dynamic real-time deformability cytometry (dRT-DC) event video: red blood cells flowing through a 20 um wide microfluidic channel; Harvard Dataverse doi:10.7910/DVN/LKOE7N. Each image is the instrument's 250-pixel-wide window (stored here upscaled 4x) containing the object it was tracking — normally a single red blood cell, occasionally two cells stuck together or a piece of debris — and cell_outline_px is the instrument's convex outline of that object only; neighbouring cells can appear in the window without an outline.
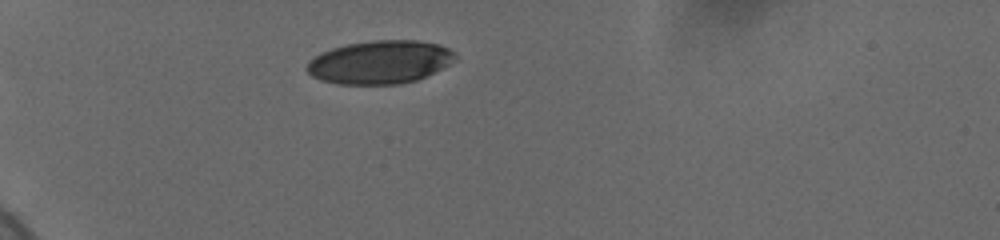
{"species": "human", "species_latin": "Homo sapiens", "temperature_condition": "cold", "stored_images_in_passage": 4, "camera_frame_rate_fps": 3000, "um_per_image_px": 0.085, "donor": {"sex": "female"}, "frame": {"image": 1, "passage_image": 1, "time_ms": 0.0, "image_size_px": [1000, 240], "cell_outline_px": [[456, 60], [416, 80], [400, 84], [336, 84], [320, 80], [312, 76], [304, 68], [308, 60], [332, 48], [348, 44], [372, 40], [416, 40], [440, 44], [456, 52]], "centroid_in_image_um": [32.27, 5.28], "position_along_channel_um": 52.7, "area_um2": 37.34}}
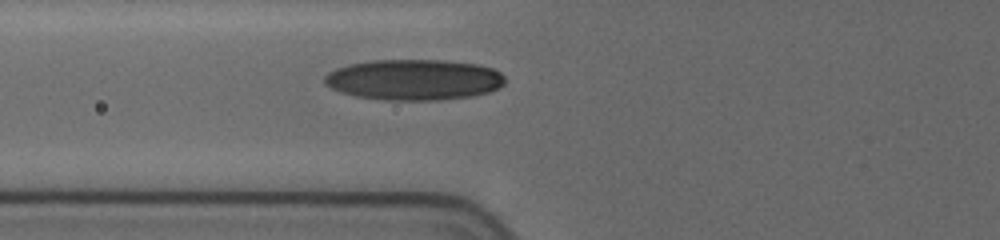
{"frame": {"image": 2, "passage_image": 4, "time_ms": 2.0, "image_size_px": [1000, 240], "cell_outline_px": [[504, 84], [488, 92], [472, 96], [436, 100], [384, 100], [356, 96], [340, 92], [324, 84], [324, 76], [328, 72], [336, 68], [348, 64], [372, 60], [444, 60], [476, 64], [492, 68], [500, 72], [504, 76]], "centroid_in_image_um": [35.15, 6.77], "position_along_channel_um": 90.6, "area_um2": 42.95}}